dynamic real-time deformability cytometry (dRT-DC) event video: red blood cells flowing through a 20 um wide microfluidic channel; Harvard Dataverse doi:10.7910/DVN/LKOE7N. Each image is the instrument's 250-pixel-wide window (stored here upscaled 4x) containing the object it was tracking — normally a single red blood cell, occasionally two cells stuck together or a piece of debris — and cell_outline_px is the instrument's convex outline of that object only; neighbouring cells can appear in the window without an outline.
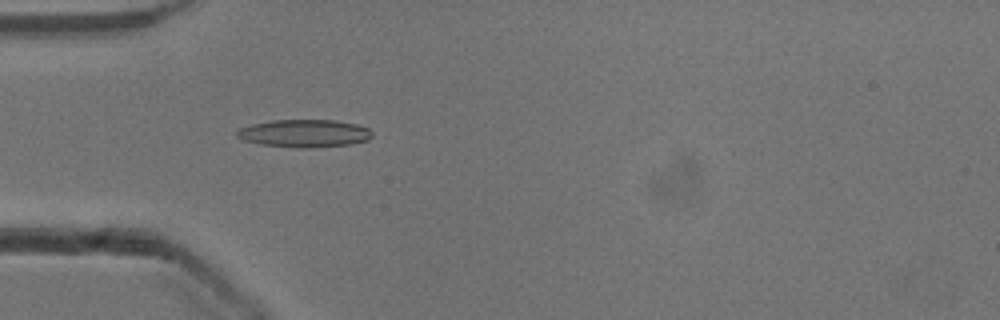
{"species": "common noctule bat (a hibernating species)", "species_latin": "Nyctalus noctula", "temperature_condition": "cold", "stored_images_in_passage": 3, "camera_frame_rate_fps": 3000, "um_per_image_px": 0.085, "animal": {"sex": "male", "body_mass_g": 13.3}, "frame": {"image": 1, "passage_image": 3, "time_ms": 0.667, "image_size_px": [1000, 320], "cell_outline_px": [[372, 136], [368, 140], [348, 144], [304, 148], [296, 148], [260, 144], [244, 140], [236, 136], [236, 132], [240, 128], [252, 124], [272, 120], [336, 120], [356, 124], [368, 128], [372, 132]], "centroid_in_image_um": [25.86, 11.33], "position_along_channel_um": 59.1, "area_um2": 21.73}}